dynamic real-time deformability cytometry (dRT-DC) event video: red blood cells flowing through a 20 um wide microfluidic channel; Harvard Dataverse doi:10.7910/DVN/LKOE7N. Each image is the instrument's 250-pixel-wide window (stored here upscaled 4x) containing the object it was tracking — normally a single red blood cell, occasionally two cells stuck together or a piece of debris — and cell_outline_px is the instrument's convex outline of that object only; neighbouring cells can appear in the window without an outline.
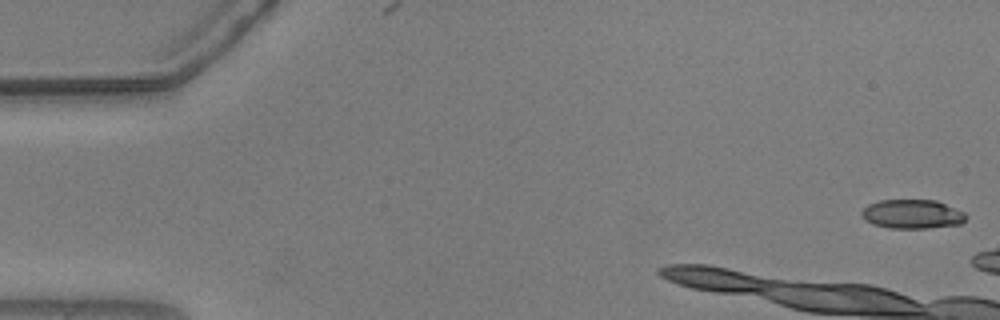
{"species": "common noctule bat (a hibernating species)", "species_latin": "Nyctalus noctula", "temperature_condition": "warm", "stored_images_in_passage": 6, "camera_frame_rate_fps": 3000, "um_per_image_px": 0.085, "animal": {"sex": "male", "body_mass_g": 20.5, "forearm_length_mm": 52.5}, "frame": {"image": 1, "passage_image": 1, "time_ms": 0.0, "image_size_px": [1000, 320], "cell_outline_px": [[968, 216], [960, 224], [928, 228], [888, 228], [872, 224], [864, 220], [860, 216], [860, 212], [868, 204], [880, 200], [936, 200], [964, 212]], "centroid_in_image_um": [77.5, 18.2], "position_along_channel_um": 7.5, "area_um2": 17.8}}